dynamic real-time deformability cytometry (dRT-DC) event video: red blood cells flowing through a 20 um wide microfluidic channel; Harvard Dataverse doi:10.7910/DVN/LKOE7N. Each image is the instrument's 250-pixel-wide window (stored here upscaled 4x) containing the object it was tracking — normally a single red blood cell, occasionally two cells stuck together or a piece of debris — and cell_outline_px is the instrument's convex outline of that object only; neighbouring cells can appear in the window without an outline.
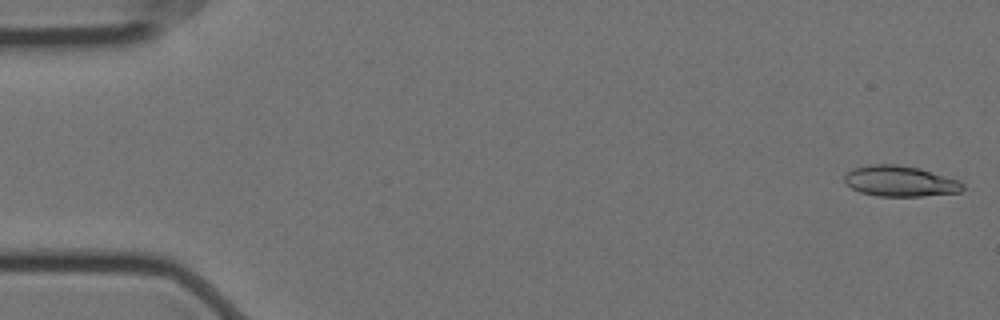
{"species": "Egyptian fruit bat (a non-hibernating species)", "species_latin": "Rousettus aegyptiacus", "temperature_condition": "cold", "stored_images_in_passage": 57, "camera_frame_rate_fps": 3000, "um_per_image_px": 0.085, "animal": {"sex": "female"}, "frame": {"image": 1, "passage_image": 1, "time_ms": 0.0, "image_size_px": [1000, 320], "cell_outline_px": [[964, 188], [960, 192], [924, 196], [876, 196], [860, 192], [844, 184], [844, 176], [848, 172], [856, 168], [868, 164], [896, 164], [920, 168], [960, 180], [964, 184]], "centroid_in_image_um": [76.52, 15.4], "position_along_channel_um": 8.5, "area_um2": 21.33}}
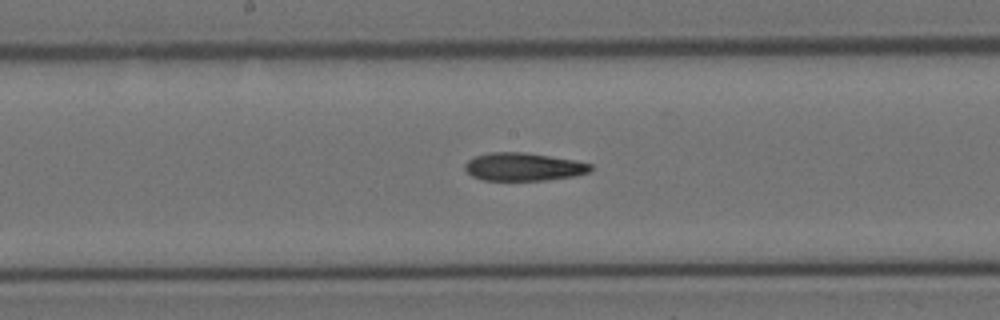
{"frame": {"image": 2, "passage_image": 29, "time_ms": 9.333, "image_size_px": [1000, 320], "cell_outline_px": [[592, 168], [588, 172], [576, 176], [548, 180], [480, 180], [472, 176], [464, 168], [464, 164], [468, 160], [476, 156], [488, 152], [524, 152], [576, 160], [592, 164]], "centroid_in_image_um": [44.5, 14.18], "position_along_channel_um": 203.7, "area_um2": 20.63}}
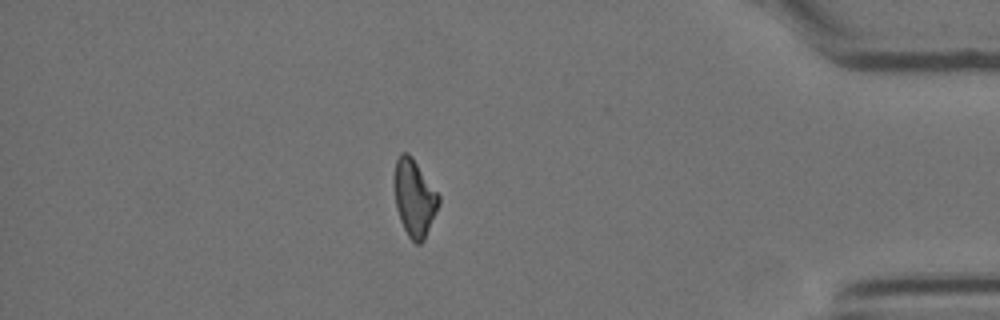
{"frame": {"image": 3, "passage_image": 49, "time_ms": 16.0, "image_size_px": [1000, 320], "cell_outline_px": [[440, 204], [424, 240], [420, 244], [416, 244], [408, 236], [400, 220], [396, 208], [396, 160], [400, 152], [408, 152], [412, 156], [440, 196]], "centroid_in_image_um": [35.25, 16.84], "position_along_channel_um": 399.9, "area_um2": 19.59}, "authors_computed_cell_mechanics": {"area_um2": 20.7502, "velocity_mm_per_s": 3.5216, "shape_relaxation_time_tau1_ms": 10.5341, "shape_relaxation_time_tau2_ms": 10.6306, "deformation_change_tau1": 0.2227, "deformation_change_tau2": 0.2332}}